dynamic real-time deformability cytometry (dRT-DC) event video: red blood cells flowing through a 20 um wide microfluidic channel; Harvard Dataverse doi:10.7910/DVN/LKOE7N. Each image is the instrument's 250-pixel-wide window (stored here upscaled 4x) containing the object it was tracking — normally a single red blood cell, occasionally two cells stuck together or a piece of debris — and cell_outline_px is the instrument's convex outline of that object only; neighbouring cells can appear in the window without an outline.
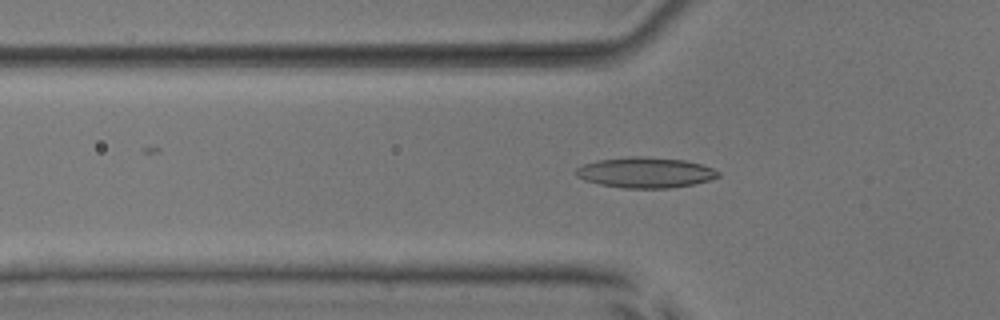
{"species": "common noctule bat (a hibernating species)", "species_latin": "Nyctalus noctula", "temperature_condition": "room temperature", "stored_images_in_passage": 38, "camera_frame_rate_fps": 3000, "um_per_image_px": 0.085, "animal": {"sex": "male", "body_mass_g": 17.9, "forearm_length_mm": 54.2}, "frame": {"image": 1, "passage_image": 11, "time_ms": 3.333, "image_size_px": [1000, 320], "cell_outline_px": [[720, 176], [708, 180], [692, 184], [668, 188], [624, 188], [600, 184], [584, 180], [576, 176], [576, 168], [584, 164], [596, 160], [628, 156], [644, 156], [684, 160], [700, 164], [712, 168], [720, 172]], "centroid_in_image_um": [54.83, 14.65], "position_along_channel_um": 71.0, "area_um2": 25.26}}
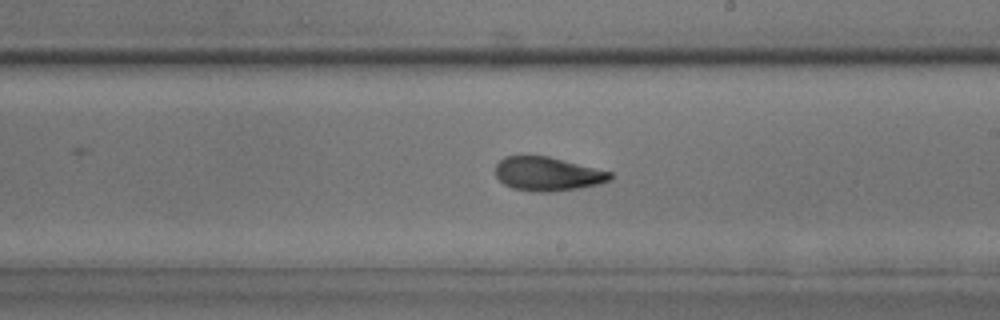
{"frame": {"image": 2, "passage_image": 24, "time_ms": 7.667, "image_size_px": [1000, 320], "cell_outline_px": [[612, 180], [596, 184], [576, 188], [548, 192], [536, 192], [512, 188], [504, 184], [496, 176], [496, 164], [504, 156], [548, 156], [612, 172]], "centroid_in_image_um": [46.52, 14.78], "position_along_channel_um": 242.5, "area_um2": 22.43}}
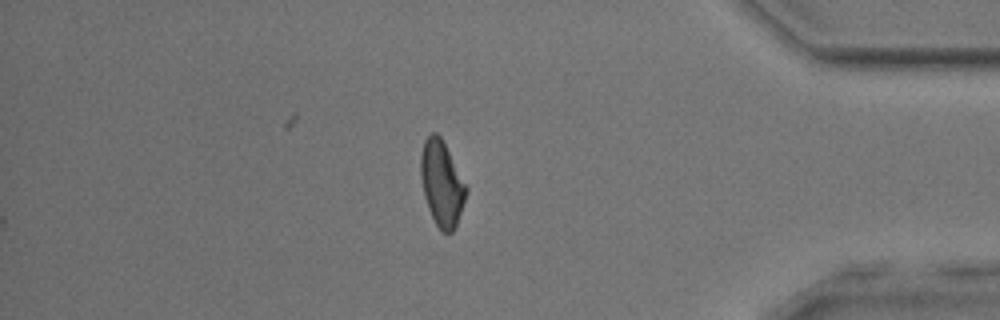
{"frame": {"image": 3, "passage_image": 38, "time_ms": 12.333, "image_size_px": [1000, 320], "cell_outline_px": [[468, 192], [456, 224], [452, 232], [444, 232], [436, 224], [428, 208], [424, 196], [420, 176], [420, 156], [424, 140], [432, 132], [436, 132], [440, 136], [468, 188]], "centroid_in_image_um": [37.53, 15.57], "position_along_channel_um": 397.7, "area_um2": 22.31}, "authors_computed_cell_mechanics": {"area_um2": 22.6287, "velocity_mm_per_s": 3.9776, "shape_relaxation_time_tau1_ms": 6.3942, "shape_relaxation_time_tau2_ms": 1.915, "deformation_change_tau1": 0.1712, "deformation_change_tau2": 0.0777}}